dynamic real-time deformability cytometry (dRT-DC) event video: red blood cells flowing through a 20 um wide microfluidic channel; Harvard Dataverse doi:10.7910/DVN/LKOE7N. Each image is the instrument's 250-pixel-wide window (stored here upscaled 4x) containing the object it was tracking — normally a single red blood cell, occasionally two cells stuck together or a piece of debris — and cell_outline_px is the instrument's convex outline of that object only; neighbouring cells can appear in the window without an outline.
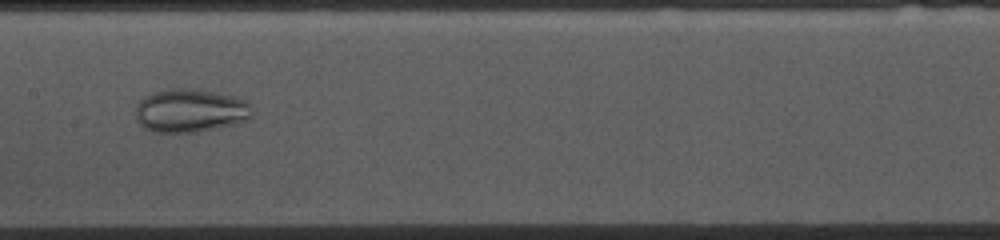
{"species": "common noctule bat (a hibernating species)", "species_latin": "Nyctalus noctula", "temperature_condition": "cold", "stored_images_in_passage": 46, "camera_frame_rate_fps": 3000, "um_per_image_px": 0.085, "animal": {"sex": "female", "body_mass_g": 10.0, "forearm_length_mm": 53.1}, "frame": {"image": 1, "passage_image": 18, "time_ms": 5.667, "image_size_px": [1000, 240], "cell_outline_px": [[248, 120], [216, 128], [196, 132], [152, 132], [144, 128], [136, 120], [136, 104], [144, 96], [168, 88], [196, 88], [236, 96], [244, 100], [248, 104]], "centroid_in_image_um": [16.1, 9.39], "position_along_channel_um": 191.3, "area_um2": 29.36}}
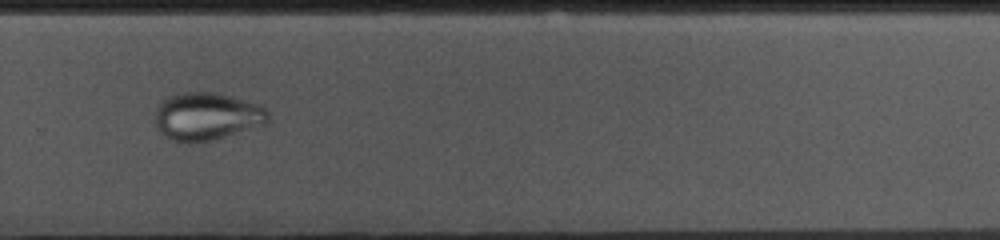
{"frame": {"image": 2, "passage_image": 28, "time_ms": 9.0, "image_size_px": [1000, 240], "cell_outline_px": [[268, 120], [264, 124], [208, 140], [172, 140], [164, 136], [156, 124], [156, 108], [168, 96], [180, 92], [212, 92], [232, 96], [264, 104], [268, 112]], "centroid_in_image_um": [17.61, 9.83], "position_along_channel_um": 312.2, "area_um2": 30.75}}
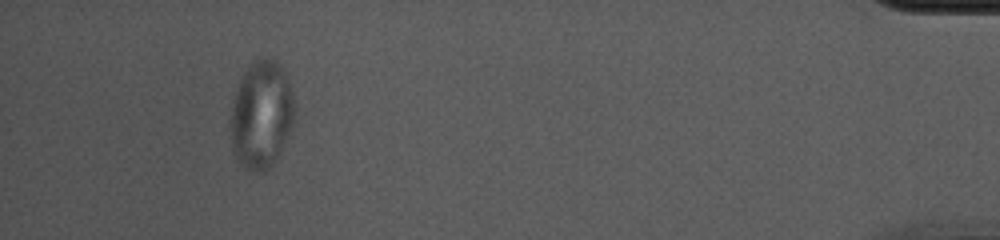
{"frame": {"image": 3, "passage_image": 42, "time_ms": 13.667, "image_size_px": [1000, 240], "cell_outline_px": [[296, 108], [292, 128], [280, 152], [272, 164], [264, 172], [256, 172], [240, 164], [236, 160], [232, 152], [232, 100], [236, 84], [240, 76], [252, 60], [256, 56], [276, 60], [280, 64], [288, 80], [296, 104]], "centroid_in_image_um": [22.22, 9.7], "position_along_channel_um": 413.0, "area_um2": 40.75}}